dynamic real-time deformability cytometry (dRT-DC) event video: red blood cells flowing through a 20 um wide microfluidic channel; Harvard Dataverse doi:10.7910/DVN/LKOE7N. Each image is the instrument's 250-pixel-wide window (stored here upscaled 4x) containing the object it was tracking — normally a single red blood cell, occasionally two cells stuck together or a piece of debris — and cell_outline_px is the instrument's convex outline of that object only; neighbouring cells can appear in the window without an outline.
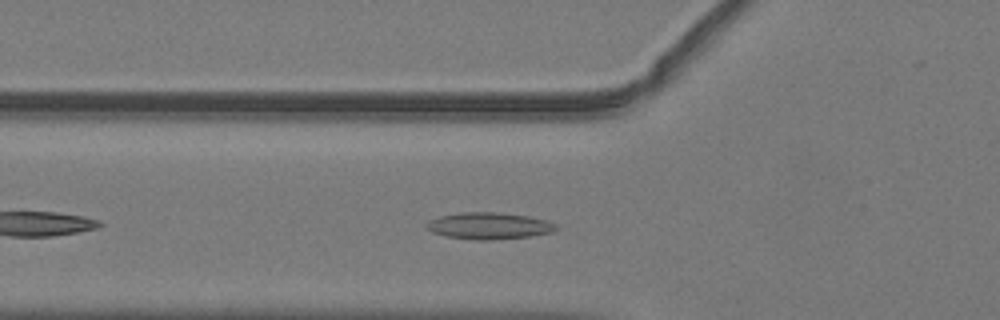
{"species": "common noctule bat (a hibernating species)", "species_latin": "Nyctalus noctula", "temperature_condition": "warm", "stored_images_in_passage": 32, "camera_frame_rate_fps": 3000, "um_per_image_px": 0.085, "animal": {"sex": "male", "body_mass_g": 19.2, "forearm_length_mm": 51.8}, "frame": {"image": 1, "passage_image": 6, "time_ms": 1.667, "image_size_px": [1000, 320], "cell_outline_px": [[556, 228], [552, 232], [532, 236], [492, 240], [476, 240], [444, 236], [432, 232], [424, 228], [424, 224], [428, 220], [440, 216], [460, 212], [500, 212], [528, 216], [544, 220], [556, 224]], "centroid_in_image_um": [41.49, 19.19], "position_along_channel_um": 84.3, "area_um2": 20.35}}
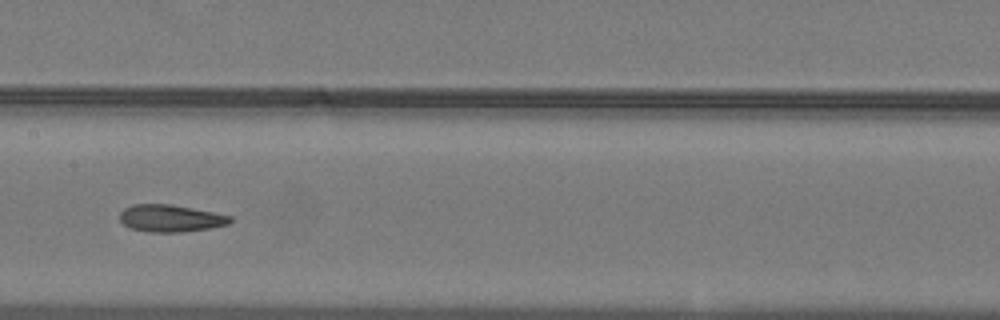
{"frame": {"image": 2, "passage_image": 14, "time_ms": 4.333, "image_size_px": [1000, 320], "cell_outline_px": [[232, 220], [228, 224], [212, 228], [184, 232], [148, 232], [132, 228], [124, 224], [120, 220], [120, 212], [124, 208], [132, 204], [172, 204], [232, 216]], "centroid_in_image_um": [14.5, 18.55], "position_along_channel_um": 192.9, "area_um2": 17.51}}
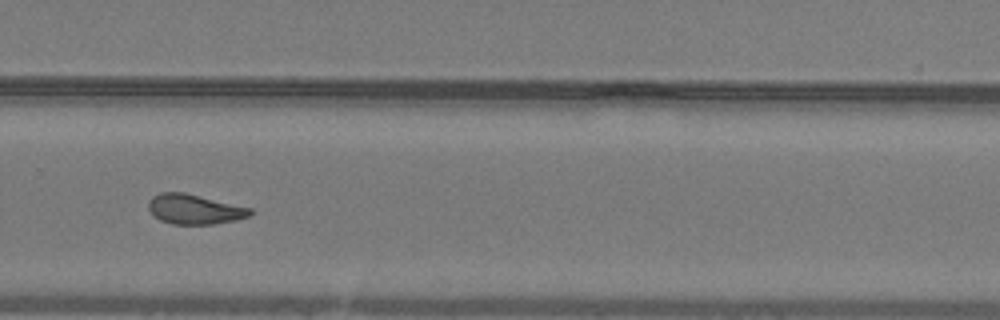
{"frame": {"image": 3, "passage_image": 23, "time_ms": 7.333, "image_size_px": [1000, 320], "cell_outline_px": [[252, 212], [248, 216], [236, 220], [212, 224], [172, 224], [160, 220], [152, 216], [148, 208], [148, 200], [152, 196], [160, 192], [184, 192], [252, 208]], "centroid_in_image_um": [16.48, 17.78], "position_along_channel_um": 313.3, "area_um2": 17.8}, "authors_computed_cell_mechanics": {"area_um2": 17.7157, "velocity_mm_per_s": 4.0409, "shape_relaxation_time_tau1_ms": null, "shape_relaxation_time_tau2_ms": 2.9526, "deformation_change_tau1": null, "deformation_change_tau2": 0.1072}}